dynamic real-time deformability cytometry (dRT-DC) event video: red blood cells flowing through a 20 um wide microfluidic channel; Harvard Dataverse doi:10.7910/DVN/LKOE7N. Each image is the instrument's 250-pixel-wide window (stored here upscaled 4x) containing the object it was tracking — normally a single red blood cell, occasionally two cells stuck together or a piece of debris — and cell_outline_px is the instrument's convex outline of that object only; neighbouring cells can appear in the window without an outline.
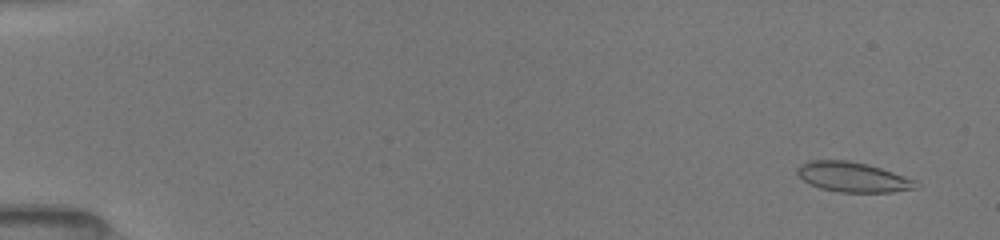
{"species": "common noctule bat (a hibernating species)", "species_latin": "Nyctalus noctula", "temperature_condition": "room temperature", "stored_images_in_passage": 52, "camera_frame_rate_fps": 3000, "um_per_image_px": 0.085, "animal": {"sex": "female", "body_mass_g": 19.5, "forearm_length_mm": 54.1}, "frame": {"image": 1, "passage_image": 3, "time_ms": 0.667, "image_size_px": [1000, 240], "cell_outline_px": [[920, 188], [892, 192], [840, 192], [820, 188], [808, 184], [796, 172], [796, 168], [800, 164], [808, 160], [848, 160], [868, 164], [916, 180], [920, 184]], "centroid_in_image_um": [72.5, 15.05], "position_along_channel_um": 12.5, "area_um2": 20.87}}
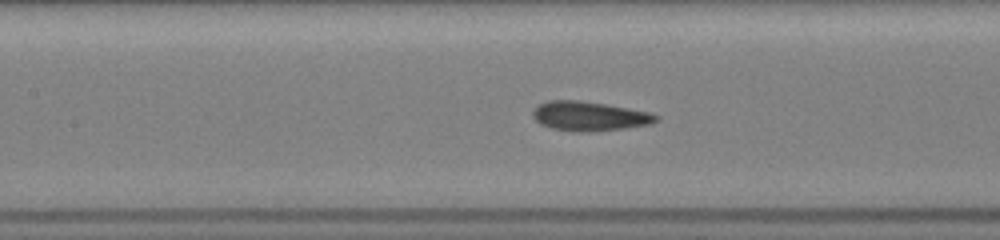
{"frame": {"image": 2, "passage_image": 25, "time_ms": 8.0, "image_size_px": [1000, 240], "cell_outline_px": [[660, 116], [652, 124], [624, 128], [584, 132], [580, 132], [552, 128], [540, 124], [532, 116], [532, 112], [540, 104], [548, 100], [580, 100], [652, 112]], "centroid_in_image_um": [50.11, 9.87], "position_along_channel_um": 157.3, "area_um2": 20.98}}
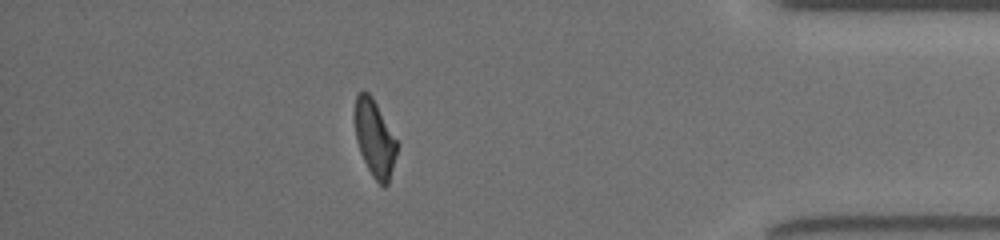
{"frame": {"image": 3, "passage_image": 46, "time_ms": 15.0, "image_size_px": [1000, 240], "cell_outline_px": [[400, 144], [388, 184], [384, 188], [372, 176], [360, 152], [356, 140], [356, 96], [364, 88], [372, 96]], "centroid_in_image_um": [31.89, 11.78], "position_along_channel_um": 403.3, "area_um2": 18.9}, "authors_computed_cell_mechanics": {"area_um2": 20.5768, "velocity_mm_per_s": 4.0016, "shape_relaxation_time_tau1_ms": 7.206, "shape_relaxation_time_tau2_ms": 1.1251, "deformation_change_tau1": 0.1631, "deformation_change_tau2": 0.0495}}